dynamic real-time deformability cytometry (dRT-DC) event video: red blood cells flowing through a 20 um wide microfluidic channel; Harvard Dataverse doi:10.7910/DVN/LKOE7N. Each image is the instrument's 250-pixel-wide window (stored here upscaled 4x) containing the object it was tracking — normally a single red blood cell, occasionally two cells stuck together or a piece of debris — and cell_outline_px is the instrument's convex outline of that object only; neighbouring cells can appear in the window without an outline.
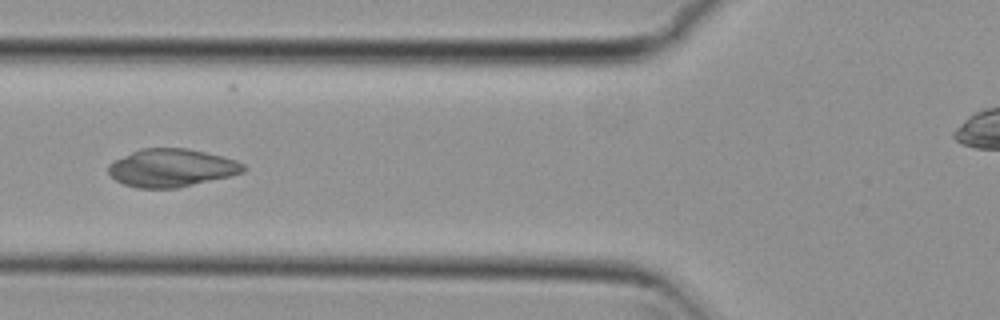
{"species": "common noctule bat (a hibernating species)", "species_latin": "Nyctalus noctula", "temperature_condition": "cold", "stored_images_in_passage": 6, "camera_frame_rate_fps": 3000, "um_per_image_px": 0.085, "animal": {"sex": "female", "body_mass_g": 29.2, "forearm_length_mm": 56.3}, "frame": {"image": 1, "passage_image": 6, "time_ms": 1.667, "image_size_px": [1000, 320], "cell_outline_px": [[248, 168], [244, 172], [232, 176], [176, 188], [136, 188], [124, 184], [116, 180], [108, 172], [108, 164], [112, 160], [140, 148], [188, 148], [236, 160], [244, 164]], "centroid_in_image_um": [14.58, 14.27], "position_along_channel_um": 111.2, "area_um2": 30.06}}